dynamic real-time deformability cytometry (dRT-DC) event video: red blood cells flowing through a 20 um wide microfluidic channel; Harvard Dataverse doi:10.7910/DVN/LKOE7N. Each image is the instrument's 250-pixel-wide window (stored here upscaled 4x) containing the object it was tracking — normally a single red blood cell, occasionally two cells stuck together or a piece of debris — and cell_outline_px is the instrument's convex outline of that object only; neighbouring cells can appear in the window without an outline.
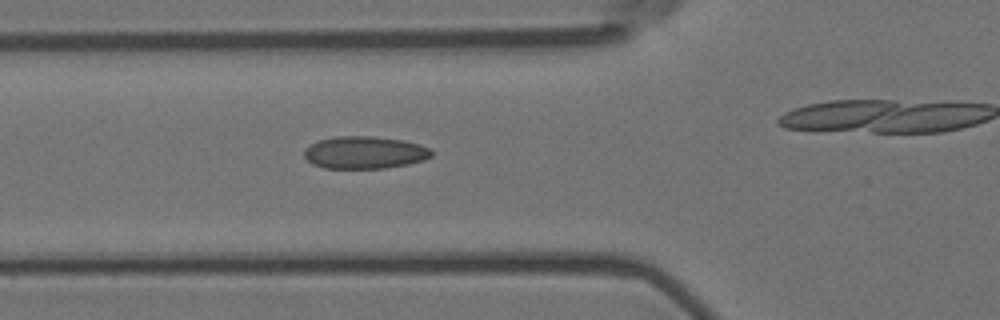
{"species": "Egyptian fruit bat (a non-hibernating species)", "species_latin": "Rousettus aegyptiacus", "temperature_condition": "room temperature", "stored_images_in_passage": 6, "camera_frame_rate_fps": 3000, "um_per_image_px": 0.085, "animal": {"sex": "female"}, "frame": {"image": 1, "passage_image": 5, "time_ms": 1.333, "image_size_px": [1000, 320], "cell_outline_px": [[432, 156], [424, 160], [408, 164], [384, 168], [324, 168], [312, 164], [304, 156], [304, 148], [316, 140], [336, 136], [372, 136], [400, 140], [420, 144], [428, 148], [432, 152]], "centroid_in_image_um": [30.95, 12.96], "position_along_channel_um": 94.8, "area_um2": 24.1}}